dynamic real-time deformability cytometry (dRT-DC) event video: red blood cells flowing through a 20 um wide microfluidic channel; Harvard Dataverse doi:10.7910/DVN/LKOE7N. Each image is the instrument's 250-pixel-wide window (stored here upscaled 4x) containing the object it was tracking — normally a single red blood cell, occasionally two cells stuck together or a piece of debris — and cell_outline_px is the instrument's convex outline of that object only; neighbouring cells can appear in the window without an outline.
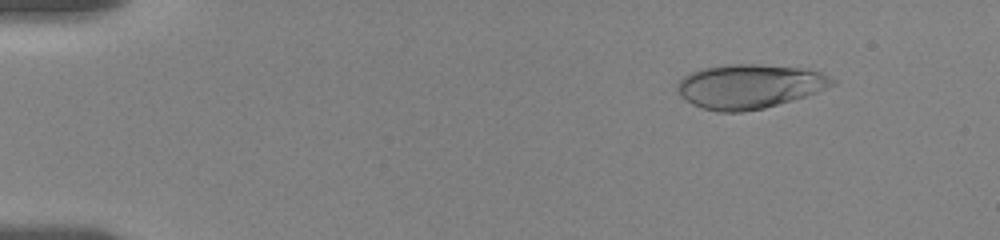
{"species": "human", "species_latin": "Homo sapiens", "temperature_condition": "room temperature", "stored_images_in_passage": 6, "camera_frame_rate_fps": 3000, "um_per_image_px": 0.085, "donor": {"sex": "female"}, "frame": {"image": 1, "passage_image": 2, "time_ms": 1.0, "image_size_px": [1000, 240], "cell_outline_px": [[836, 84], [816, 92], [792, 100], [764, 108], [740, 112], [716, 112], [692, 104], [680, 96], [676, 88], [676, 84], [684, 76], [700, 68], [724, 64], [760, 64], [804, 68], [820, 72], [836, 80]], "centroid_in_image_um": [63.67, 7.33], "position_along_channel_um": 21.3, "area_um2": 40.06}}
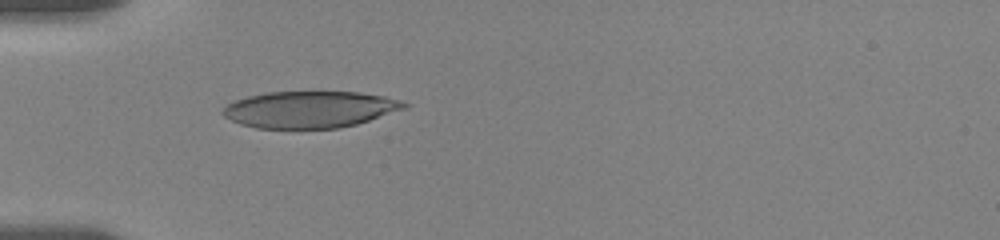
{"frame": {"image": 2, "passage_image": 5, "time_ms": 4.667, "image_size_px": [1000, 240], "cell_outline_px": [[408, 108], [356, 124], [340, 128], [256, 128], [240, 124], [224, 116], [220, 112], [228, 104], [236, 100], [248, 96], [264, 92], [360, 92], [384, 96], [400, 100], [408, 104]], "centroid_in_image_um": [26.35, 9.3], "position_along_channel_um": 58.7, "area_um2": 38.73}}